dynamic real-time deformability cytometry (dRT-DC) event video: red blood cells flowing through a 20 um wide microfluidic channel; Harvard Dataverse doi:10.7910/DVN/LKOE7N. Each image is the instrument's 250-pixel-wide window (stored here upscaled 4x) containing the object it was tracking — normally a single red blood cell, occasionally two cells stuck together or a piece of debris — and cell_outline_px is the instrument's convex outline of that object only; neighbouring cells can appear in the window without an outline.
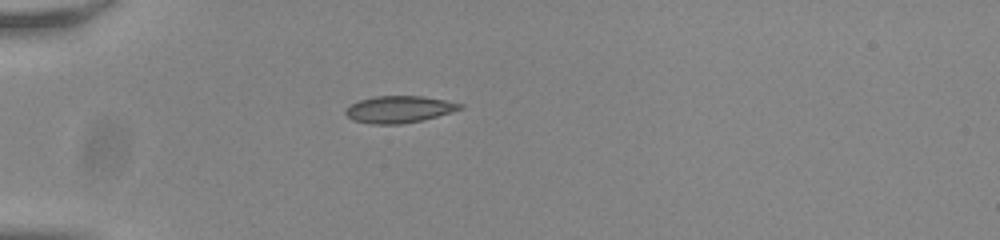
{"species": "common noctule bat (a hibernating species)", "species_latin": "Nyctalus noctula", "temperature_condition": "room temperature", "stored_images_in_passage": 39, "camera_frame_rate_fps": 3000, "um_per_image_px": 0.085, "animal": {"sex": "male", "body_mass_g": 20.0, "forearm_length_mm": 53.3}, "frame": {"image": 1, "passage_image": 1, "time_ms": 0.0, "image_size_px": [1000, 240], "cell_outline_px": [[464, 108], [452, 112], [424, 120], [400, 124], [372, 124], [352, 120], [344, 112], [352, 104], [360, 100], [376, 96], [420, 96], [444, 100], [464, 104]], "centroid_in_image_um": [33.96, 9.3], "position_along_channel_um": 51.0, "area_um2": 17.86}}
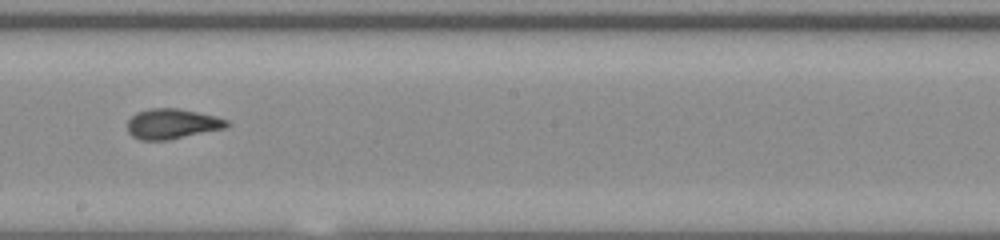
{"frame": {"image": 2, "passage_image": 17, "time_ms": 5.333, "image_size_px": [1000, 240], "cell_outline_px": [[232, 124], [228, 128], [168, 140], [140, 140], [132, 136], [128, 132], [128, 120], [136, 112], [148, 108], [176, 108], [216, 116], [228, 120]], "centroid_in_image_um": [14.66, 10.53], "position_along_channel_um": 233.5, "area_um2": 17.69}}
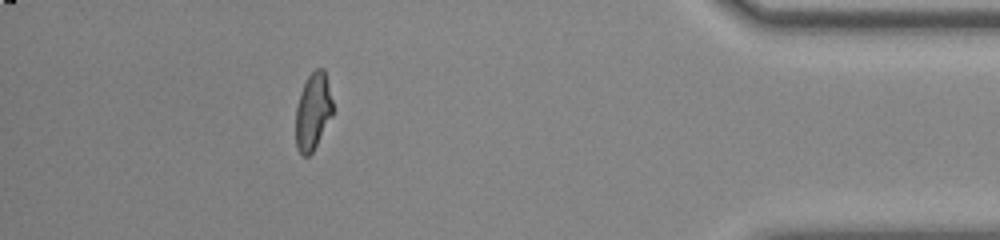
{"frame": {"image": 3, "passage_image": 34, "time_ms": 11.0, "image_size_px": [1000, 240], "cell_outline_px": [[332, 116], [312, 152], [308, 156], [304, 156], [296, 148], [296, 108], [300, 92], [308, 76], [316, 68], [324, 68], [332, 100]], "centroid_in_image_um": [26.59, 9.47], "position_along_channel_um": 408.6, "area_um2": 16.42}, "authors_computed_cell_mechanics": {"area_um2": 17.2822, "velocity_mm_per_s": 3.8225, "shape_relaxation_time_tau1_ms": 10.8392, "shape_relaxation_time_tau2_ms": 0.9176, "deformation_change_tau1": 0.251, "deformation_change_tau2": 0.0753}}